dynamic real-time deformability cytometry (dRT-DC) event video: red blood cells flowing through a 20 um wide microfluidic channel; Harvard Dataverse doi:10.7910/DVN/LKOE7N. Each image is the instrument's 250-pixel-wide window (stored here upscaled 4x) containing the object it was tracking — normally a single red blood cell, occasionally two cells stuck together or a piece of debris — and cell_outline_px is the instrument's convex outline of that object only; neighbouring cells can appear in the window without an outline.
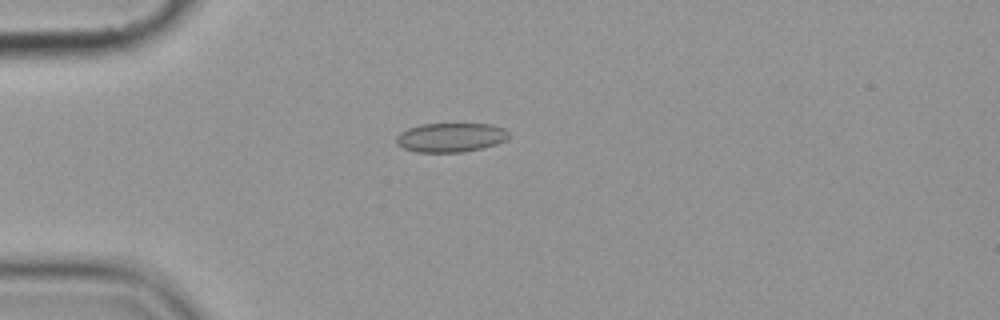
{"species": "common noctule bat (a hibernating species)", "species_latin": "Nyctalus noctula", "temperature_condition": "cold", "stored_images_in_passage": 5, "camera_frame_rate_fps": 3000, "um_per_image_px": 0.085, "animal": {"sex": "female", "body_mass_g": 19.9}, "frame": {"image": 1, "passage_image": 5, "time_ms": 4.667, "image_size_px": [1000, 320], "cell_outline_px": [[508, 140], [484, 148], [464, 152], [416, 152], [404, 148], [396, 144], [396, 136], [400, 132], [408, 128], [420, 124], [492, 124], [504, 128], [508, 132]], "centroid_in_image_um": [38.32, 11.68], "position_along_channel_um": 46.7, "area_um2": 19.31}}